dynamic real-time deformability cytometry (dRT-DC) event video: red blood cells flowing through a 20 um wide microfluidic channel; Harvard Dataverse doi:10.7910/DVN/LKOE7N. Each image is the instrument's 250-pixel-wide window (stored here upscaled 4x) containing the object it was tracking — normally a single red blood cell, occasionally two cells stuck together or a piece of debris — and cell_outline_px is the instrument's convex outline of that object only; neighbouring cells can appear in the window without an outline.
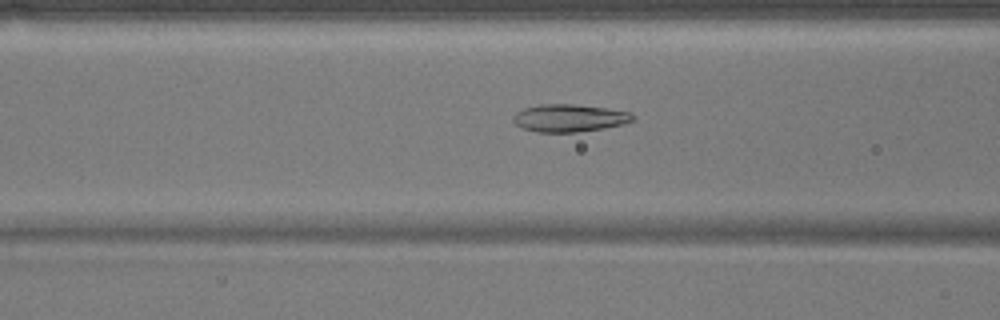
{"species": "common noctule bat (a hibernating species)", "species_latin": "Nyctalus noctula", "temperature_condition": "warm", "stored_images_in_passage": 42, "camera_frame_rate_fps": 3000, "um_per_image_px": 0.085, "animal": {"sex": "male", "body_mass_g": 17.9}, "frame": {"image": 1, "passage_image": 10, "time_ms": 3.0, "image_size_px": [1000, 320], "cell_outline_px": [[632, 120], [624, 124], [604, 128], [576, 132], [536, 132], [524, 128], [516, 124], [512, 120], [512, 116], [516, 112], [524, 108], [540, 104], [572, 104], [604, 108], [632, 112]], "centroid_in_image_um": [48.36, 10.03], "position_along_channel_um": 118.2, "area_um2": 19.07}}
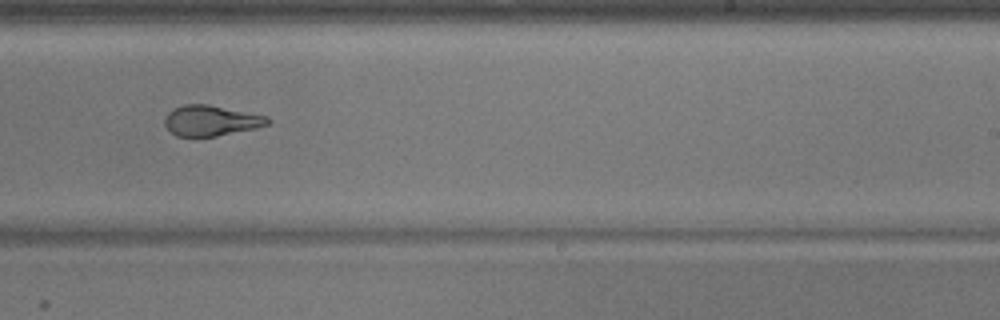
{"frame": {"image": 2, "passage_image": 22, "time_ms": 7.0, "image_size_px": [1000, 320], "cell_outline_px": [[272, 120], [268, 124], [256, 128], [216, 136], [176, 136], [164, 124], [164, 120], [168, 112], [184, 104], [208, 104], [268, 116]], "centroid_in_image_um": [17.96, 10.24], "position_along_channel_um": 271.0, "area_um2": 18.21}}
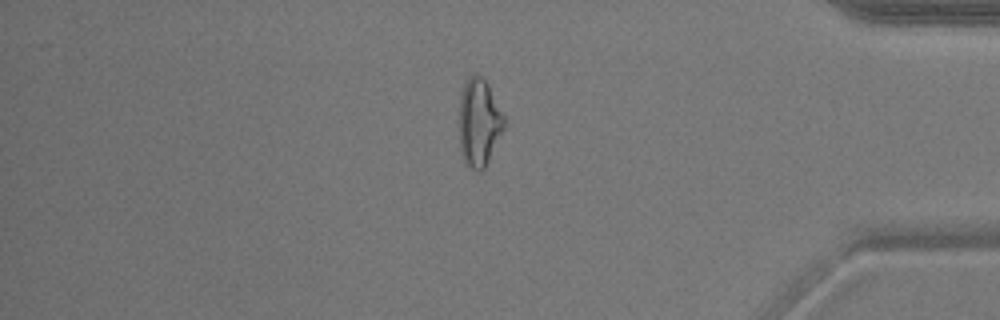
{"frame": {"image": 3, "passage_image": 34, "time_ms": 11.0, "image_size_px": [1000, 320], "cell_outline_px": [[504, 128], [484, 168], [480, 172], [472, 168], [464, 160], [460, 148], [460, 96], [464, 84], [468, 76], [480, 76], [488, 84], [504, 116]], "centroid_in_image_um": [40.71, 10.4], "position_along_channel_um": 394.5, "area_um2": 22.37}, "authors_computed_cell_mechanics": {"area_um2": 19.8543, "velocity_mm_per_s": 3.8294, "shape_relaxation_time_tau1_ms": null, "shape_relaxation_time_tau2_ms": 1.5049, "deformation_change_tau1": null, "deformation_change_tau2": 0.0731}}